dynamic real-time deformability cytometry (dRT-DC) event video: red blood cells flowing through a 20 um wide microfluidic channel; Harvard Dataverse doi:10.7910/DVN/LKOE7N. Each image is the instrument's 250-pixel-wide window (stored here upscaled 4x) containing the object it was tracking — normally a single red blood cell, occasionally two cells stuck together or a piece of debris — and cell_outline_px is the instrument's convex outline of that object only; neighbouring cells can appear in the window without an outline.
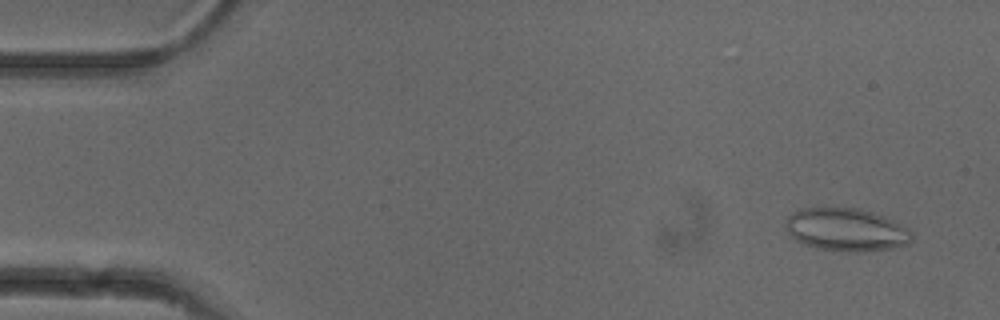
{"species": "common noctule bat (a hibernating species)", "species_latin": "Nyctalus noctula", "temperature_condition": "cold", "stored_images_in_passage": 52, "camera_frame_rate_fps": 3000, "um_per_image_px": 0.085, "animal": {"sex": "female"}, "frame": {"image": 1, "passage_image": 3, "time_ms": 0.667, "image_size_px": [1000, 320], "cell_outline_px": [[912, 240], [908, 244], [896, 248], [864, 252], [848, 252], [816, 248], [800, 244], [788, 236], [784, 228], [788, 216], [792, 212], [800, 208], [860, 208], [884, 216], [908, 228], [912, 232]], "centroid_in_image_um": [71.89, 19.54], "position_along_channel_um": 13.1, "area_um2": 32.19}}
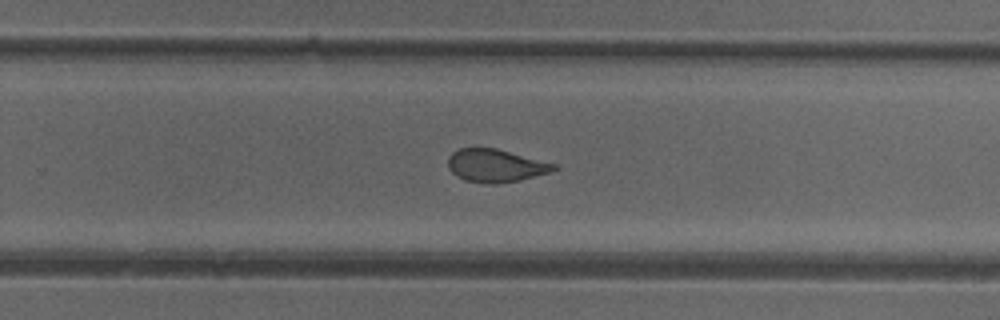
{"frame": {"image": 2, "passage_image": 33, "time_ms": 10.667, "image_size_px": [1000, 320], "cell_outline_px": [[556, 168], [548, 172], [520, 180], [496, 184], [488, 184], [464, 180], [456, 176], [448, 168], [448, 156], [452, 152], [460, 148], [496, 148], [556, 164]], "centroid_in_image_um": [42.07, 14.08], "position_along_channel_um": 287.7, "area_um2": 20.17}}
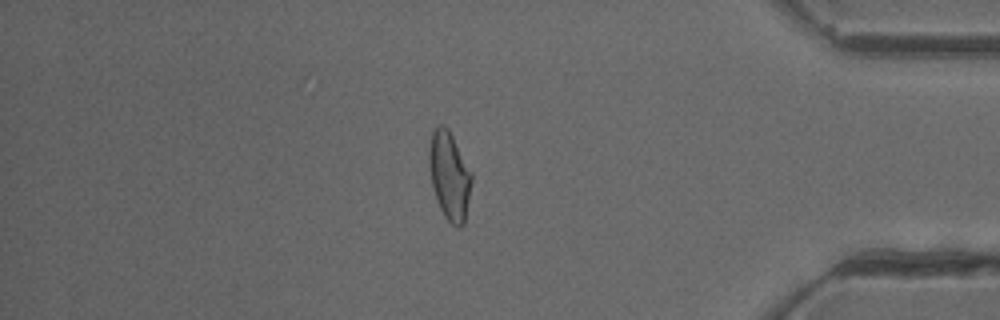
{"frame": {"image": 3, "passage_image": 44, "time_ms": 14.333, "image_size_px": [1000, 320], "cell_outline_px": [[472, 180], [464, 224], [460, 228], [456, 228], [444, 216], [436, 200], [432, 188], [428, 164], [428, 148], [432, 132], [440, 124], [444, 124], [448, 128], [472, 172]], "centroid_in_image_um": [38.18, 14.94], "position_along_channel_um": 397.0, "area_um2": 22.08}, "authors_computed_cell_mechanics": {"area_um2": 22.1952, "velocity_mm_per_s": 3.9117, "shape_relaxation_time_tau1_ms": 10.7379, "shape_relaxation_time_tau2_ms": 1.5892, "deformation_change_tau1": 0.2084, "deformation_change_tau2": 0.081}}